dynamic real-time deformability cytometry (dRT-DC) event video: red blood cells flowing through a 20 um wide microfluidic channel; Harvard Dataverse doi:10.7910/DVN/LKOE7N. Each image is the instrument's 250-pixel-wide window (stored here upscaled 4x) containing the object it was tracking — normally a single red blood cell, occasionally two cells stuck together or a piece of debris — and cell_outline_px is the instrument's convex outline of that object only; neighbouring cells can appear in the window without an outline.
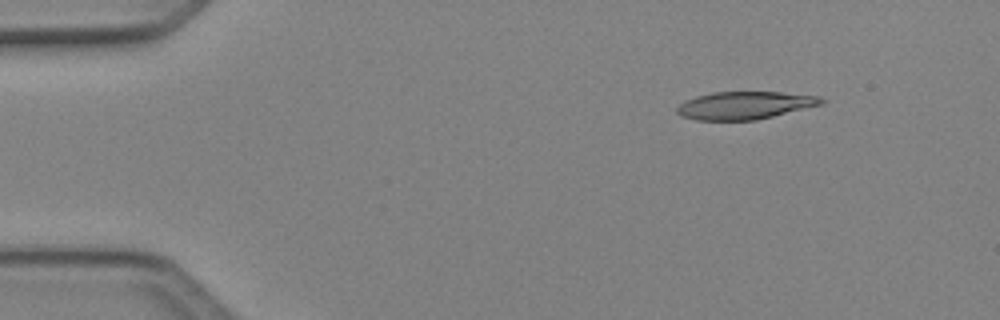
{"species": "Egyptian fruit bat (a non-hibernating species)", "species_latin": "Rousettus aegyptiacus", "temperature_condition": "cold", "stored_images_in_passage": 5, "camera_frame_rate_fps": 3000, "um_per_image_px": 0.085, "animal": {"sex": "female"}, "frame": {"image": 1, "passage_image": 2, "time_ms": 0.333, "image_size_px": [1000, 320], "cell_outline_px": [[828, 100], [824, 104], [756, 120], [696, 120], [680, 116], [676, 112], [676, 108], [684, 100], [696, 96], [712, 92], [780, 92], [820, 96]], "centroid_in_image_um": [63.32, 8.95], "position_along_channel_um": 21.7, "area_um2": 23.52}}
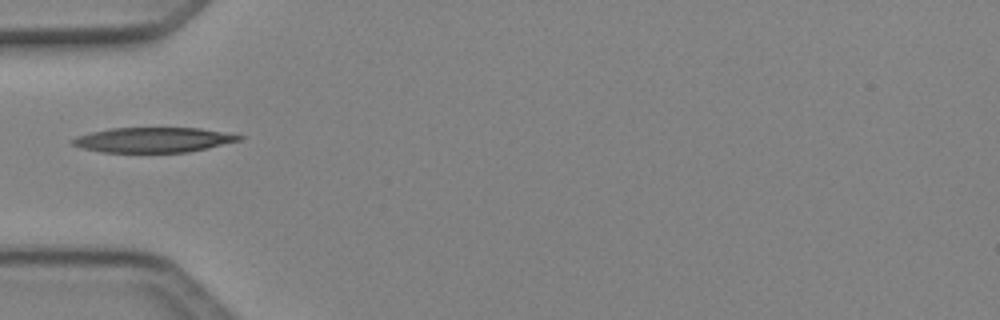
{"frame": {"image": 2, "passage_image": 5, "time_ms": 1.333, "image_size_px": [1000, 320], "cell_outline_px": [[244, 136], [240, 140], [188, 152], [100, 152], [84, 148], [72, 144], [72, 140], [76, 136], [92, 132], [112, 128], [200, 128]], "centroid_in_image_um": [13.01, 11.89], "position_along_channel_um": 72.0, "area_um2": 23.87}}